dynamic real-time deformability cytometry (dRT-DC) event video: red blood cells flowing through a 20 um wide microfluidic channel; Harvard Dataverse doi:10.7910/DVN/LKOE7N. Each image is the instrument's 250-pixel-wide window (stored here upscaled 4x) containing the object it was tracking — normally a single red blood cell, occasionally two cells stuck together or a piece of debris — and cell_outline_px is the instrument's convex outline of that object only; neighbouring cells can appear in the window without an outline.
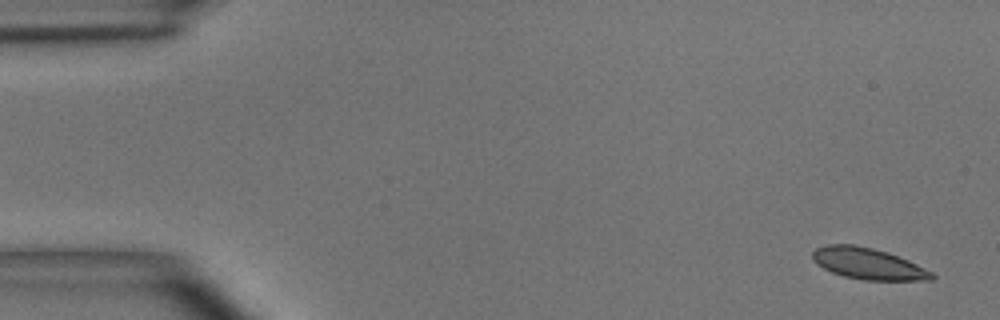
{"species": "common noctule bat (a hibernating species)", "species_latin": "Nyctalus noctula", "temperature_condition": "room temperature", "stored_images_in_passage": 5, "camera_frame_rate_fps": 3000, "um_per_image_px": 0.085, "animal": {"sex": "male", "body_mass_g": 15.6}, "frame": {"image": 1, "passage_image": 5, "time_ms": 5.667, "image_size_px": [1000, 320], "cell_outline_px": [[936, 276], [932, 280], [864, 280], [844, 276], [832, 272], [816, 264], [812, 260], [812, 252], [816, 248], [828, 244], [852, 244], [872, 248], [888, 252], [908, 260], [932, 272]], "centroid_in_image_um": [73.77, 22.41], "position_along_channel_um": 11.2, "area_um2": 21.73}}